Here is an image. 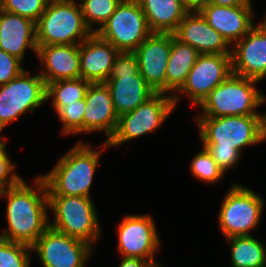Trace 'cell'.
I'll list each match as a JSON object with an SVG mask.
<instances>
[{"label":"cell","instance_id":"cell-1","mask_svg":"<svg viewBox=\"0 0 266 267\" xmlns=\"http://www.w3.org/2000/svg\"><path fill=\"white\" fill-rule=\"evenodd\" d=\"M32 184L22 179L0 192V197L7 199V228L0 238L32 246L49 227L46 182L38 175Z\"/></svg>","mask_w":266,"mask_h":267},{"label":"cell","instance_id":"cell-2","mask_svg":"<svg viewBox=\"0 0 266 267\" xmlns=\"http://www.w3.org/2000/svg\"><path fill=\"white\" fill-rule=\"evenodd\" d=\"M101 152L82 141L72 146L51 171L40 175L46 182L47 195L91 198L90 188Z\"/></svg>","mask_w":266,"mask_h":267},{"label":"cell","instance_id":"cell-3","mask_svg":"<svg viewBox=\"0 0 266 267\" xmlns=\"http://www.w3.org/2000/svg\"><path fill=\"white\" fill-rule=\"evenodd\" d=\"M258 82L231 73L198 105L203 112L198 117L264 115L256 110L266 101L265 94L256 89Z\"/></svg>","mask_w":266,"mask_h":267},{"label":"cell","instance_id":"cell-4","mask_svg":"<svg viewBox=\"0 0 266 267\" xmlns=\"http://www.w3.org/2000/svg\"><path fill=\"white\" fill-rule=\"evenodd\" d=\"M91 34L76 0H49L36 22L38 46L79 45Z\"/></svg>","mask_w":266,"mask_h":267},{"label":"cell","instance_id":"cell-5","mask_svg":"<svg viewBox=\"0 0 266 267\" xmlns=\"http://www.w3.org/2000/svg\"><path fill=\"white\" fill-rule=\"evenodd\" d=\"M203 146L236 148L241 154L244 147L264 142V115H231L195 118Z\"/></svg>","mask_w":266,"mask_h":267},{"label":"cell","instance_id":"cell-6","mask_svg":"<svg viewBox=\"0 0 266 267\" xmlns=\"http://www.w3.org/2000/svg\"><path fill=\"white\" fill-rule=\"evenodd\" d=\"M54 220L49 227L79 239L92 247L100 238V221L92 198L47 195Z\"/></svg>","mask_w":266,"mask_h":267},{"label":"cell","instance_id":"cell-7","mask_svg":"<svg viewBox=\"0 0 266 267\" xmlns=\"http://www.w3.org/2000/svg\"><path fill=\"white\" fill-rule=\"evenodd\" d=\"M105 84L110 89L118 117L135 110L156 94L139 73L134 52L120 51L116 55L111 74Z\"/></svg>","mask_w":266,"mask_h":267},{"label":"cell","instance_id":"cell-8","mask_svg":"<svg viewBox=\"0 0 266 267\" xmlns=\"http://www.w3.org/2000/svg\"><path fill=\"white\" fill-rule=\"evenodd\" d=\"M174 109L175 104L171 94L156 93L135 110L119 116L112 137L98 147L103 151L108 147H117L152 133L162 126Z\"/></svg>","mask_w":266,"mask_h":267},{"label":"cell","instance_id":"cell-9","mask_svg":"<svg viewBox=\"0 0 266 267\" xmlns=\"http://www.w3.org/2000/svg\"><path fill=\"white\" fill-rule=\"evenodd\" d=\"M265 201L253 190L235 183L230 187L218 216V226L225 239L252 235L259 225Z\"/></svg>","mask_w":266,"mask_h":267},{"label":"cell","instance_id":"cell-10","mask_svg":"<svg viewBox=\"0 0 266 267\" xmlns=\"http://www.w3.org/2000/svg\"><path fill=\"white\" fill-rule=\"evenodd\" d=\"M95 33L119 51L134 52L152 32L140 3L122 0Z\"/></svg>","mask_w":266,"mask_h":267},{"label":"cell","instance_id":"cell-11","mask_svg":"<svg viewBox=\"0 0 266 267\" xmlns=\"http://www.w3.org/2000/svg\"><path fill=\"white\" fill-rule=\"evenodd\" d=\"M46 93L47 85L42 76L39 73L31 76L26 70L0 85V133L8 123L46 103Z\"/></svg>","mask_w":266,"mask_h":267},{"label":"cell","instance_id":"cell-12","mask_svg":"<svg viewBox=\"0 0 266 267\" xmlns=\"http://www.w3.org/2000/svg\"><path fill=\"white\" fill-rule=\"evenodd\" d=\"M43 267H85L93 253L88 243L48 227L31 246Z\"/></svg>","mask_w":266,"mask_h":267},{"label":"cell","instance_id":"cell-13","mask_svg":"<svg viewBox=\"0 0 266 267\" xmlns=\"http://www.w3.org/2000/svg\"><path fill=\"white\" fill-rule=\"evenodd\" d=\"M118 252L124 257H137L159 265L155 260L161 241L150 214H128L117 226Z\"/></svg>","mask_w":266,"mask_h":267},{"label":"cell","instance_id":"cell-14","mask_svg":"<svg viewBox=\"0 0 266 267\" xmlns=\"http://www.w3.org/2000/svg\"><path fill=\"white\" fill-rule=\"evenodd\" d=\"M231 73V55L200 54L186 81L172 96L175 107L182 94H187L190 102L198 106Z\"/></svg>","mask_w":266,"mask_h":267},{"label":"cell","instance_id":"cell-15","mask_svg":"<svg viewBox=\"0 0 266 267\" xmlns=\"http://www.w3.org/2000/svg\"><path fill=\"white\" fill-rule=\"evenodd\" d=\"M231 47L232 73L261 81L266 77V17Z\"/></svg>","mask_w":266,"mask_h":267},{"label":"cell","instance_id":"cell-16","mask_svg":"<svg viewBox=\"0 0 266 267\" xmlns=\"http://www.w3.org/2000/svg\"><path fill=\"white\" fill-rule=\"evenodd\" d=\"M172 33H151L134 51L139 73L156 93H166Z\"/></svg>","mask_w":266,"mask_h":267},{"label":"cell","instance_id":"cell-17","mask_svg":"<svg viewBox=\"0 0 266 267\" xmlns=\"http://www.w3.org/2000/svg\"><path fill=\"white\" fill-rule=\"evenodd\" d=\"M117 123L118 115L108 86L105 83H90L85 95L83 133L104 132L105 142H108Z\"/></svg>","mask_w":266,"mask_h":267},{"label":"cell","instance_id":"cell-18","mask_svg":"<svg viewBox=\"0 0 266 267\" xmlns=\"http://www.w3.org/2000/svg\"><path fill=\"white\" fill-rule=\"evenodd\" d=\"M200 13L230 46L241 40L255 26L252 5L219 6L208 2Z\"/></svg>","mask_w":266,"mask_h":267},{"label":"cell","instance_id":"cell-19","mask_svg":"<svg viewBox=\"0 0 266 267\" xmlns=\"http://www.w3.org/2000/svg\"><path fill=\"white\" fill-rule=\"evenodd\" d=\"M175 38L195 48L200 54L231 55V46L209 26L200 12L187 13L173 33Z\"/></svg>","mask_w":266,"mask_h":267},{"label":"cell","instance_id":"cell-20","mask_svg":"<svg viewBox=\"0 0 266 267\" xmlns=\"http://www.w3.org/2000/svg\"><path fill=\"white\" fill-rule=\"evenodd\" d=\"M120 51L92 33L79 44L80 77L90 83H105Z\"/></svg>","mask_w":266,"mask_h":267},{"label":"cell","instance_id":"cell-21","mask_svg":"<svg viewBox=\"0 0 266 267\" xmlns=\"http://www.w3.org/2000/svg\"><path fill=\"white\" fill-rule=\"evenodd\" d=\"M36 56L44 67L39 74L46 85L58 80L80 78L79 45L38 46Z\"/></svg>","mask_w":266,"mask_h":267},{"label":"cell","instance_id":"cell-22","mask_svg":"<svg viewBox=\"0 0 266 267\" xmlns=\"http://www.w3.org/2000/svg\"><path fill=\"white\" fill-rule=\"evenodd\" d=\"M37 48L36 23L0 9V49L23 61L26 49Z\"/></svg>","mask_w":266,"mask_h":267},{"label":"cell","instance_id":"cell-23","mask_svg":"<svg viewBox=\"0 0 266 267\" xmlns=\"http://www.w3.org/2000/svg\"><path fill=\"white\" fill-rule=\"evenodd\" d=\"M152 33H174L188 13L181 0H138Z\"/></svg>","mask_w":266,"mask_h":267},{"label":"cell","instance_id":"cell-24","mask_svg":"<svg viewBox=\"0 0 266 267\" xmlns=\"http://www.w3.org/2000/svg\"><path fill=\"white\" fill-rule=\"evenodd\" d=\"M199 55L195 48L180 42L172 34V46L166 69V93L173 96L182 87Z\"/></svg>","mask_w":266,"mask_h":267},{"label":"cell","instance_id":"cell-25","mask_svg":"<svg viewBox=\"0 0 266 267\" xmlns=\"http://www.w3.org/2000/svg\"><path fill=\"white\" fill-rule=\"evenodd\" d=\"M230 244L232 267H266V248L253 235L233 236Z\"/></svg>","mask_w":266,"mask_h":267},{"label":"cell","instance_id":"cell-26","mask_svg":"<svg viewBox=\"0 0 266 267\" xmlns=\"http://www.w3.org/2000/svg\"><path fill=\"white\" fill-rule=\"evenodd\" d=\"M90 82L80 78L58 80L47 84V100L52 105H69L84 99Z\"/></svg>","mask_w":266,"mask_h":267},{"label":"cell","instance_id":"cell-27","mask_svg":"<svg viewBox=\"0 0 266 267\" xmlns=\"http://www.w3.org/2000/svg\"><path fill=\"white\" fill-rule=\"evenodd\" d=\"M122 0H80L83 18L87 27L95 33L115 12ZM95 25H99L96 28ZM94 27V29H93Z\"/></svg>","mask_w":266,"mask_h":267},{"label":"cell","instance_id":"cell-28","mask_svg":"<svg viewBox=\"0 0 266 267\" xmlns=\"http://www.w3.org/2000/svg\"><path fill=\"white\" fill-rule=\"evenodd\" d=\"M60 119L62 134L79 135L83 133V115L85 111V98L78 100V103L67 105H52Z\"/></svg>","mask_w":266,"mask_h":267},{"label":"cell","instance_id":"cell-29","mask_svg":"<svg viewBox=\"0 0 266 267\" xmlns=\"http://www.w3.org/2000/svg\"><path fill=\"white\" fill-rule=\"evenodd\" d=\"M190 172L196 179L210 184L220 181L225 174L204 147L191 160Z\"/></svg>","mask_w":266,"mask_h":267},{"label":"cell","instance_id":"cell-30","mask_svg":"<svg viewBox=\"0 0 266 267\" xmlns=\"http://www.w3.org/2000/svg\"><path fill=\"white\" fill-rule=\"evenodd\" d=\"M29 245L0 238V267H30Z\"/></svg>","mask_w":266,"mask_h":267},{"label":"cell","instance_id":"cell-31","mask_svg":"<svg viewBox=\"0 0 266 267\" xmlns=\"http://www.w3.org/2000/svg\"><path fill=\"white\" fill-rule=\"evenodd\" d=\"M48 2L49 0H0V9L29 18L36 23Z\"/></svg>","mask_w":266,"mask_h":267},{"label":"cell","instance_id":"cell-32","mask_svg":"<svg viewBox=\"0 0 266 267\" xmlns=\"http://www.w3.org/2000/svg\"><path fill=\"white\" fill-rule=\"evenodd\" d=\"M6 141L0 143V192L16 186L23 178L16 172V167L11 161L5 146Z\"/></svg>","mask_w":266,"mask_h":267},{"label":"cell","instance_id":"cell-33","mask_svg":"<svg viewBox=\"0 0 266 267\" xmlns=\"http://www.w3.org/2000/svg\"><path fill=\"white\" fill-rule=\"evenodd\" d=\"M204 147L213 160L223 170L224 173L227 170L235 167L242 157V154L236 148H218V146H202Z\"/></svg>","mask_w":266,"mask_h":267},{"label":"cell","instance_id":"cell-34","mask_svg":"<svg viewBox=\"0 0 266 267\" xmlns=\"http://www.w3.org/2000/svg\"><path fill=\"white\" fill-rule=\"evenodd\" d=\"M23 61L0 49V85H4L20 75L25 69Z\"/></svg>","mask_w":266,"mask_h":267},{"label":"cell","instance_id":"cell-35","mask_svg":"<svg viewBox=\"0 0 266 267\" xmlns=\"http://www.w3.org/2000/svg\"><path fill=\"white\" fill-rule=\"evenodd\" d=\"M154 265L145 259L137 257H124L118 267H153Z\"/></svg>","mask_w":266,"mask_h":267},{"label":"cell","instance_id":"cell-36","mask_svg":"<svg viewBox=\"0 0 266 267\" xmlns=\"http://www.w3.org/2000/svg\"><path fill=\"white\" fill-rule=\"evenodd\" d=\"M209 0H181L188 13L200 12Z\"/></svg>","mask_w":266,"mask_h":267},{"label":"cell","instance_id":"cell-37","mask_svg":"<svg viewBox=\"0 0 266 267\" xmlns=\"http://www.w3.org/2000/svg\"><path fill=\"white\" fill-rule=\"evenodd\" d=\"M209 3L219 6L253 5L251 0H209Z\"/></svg>","mask_w":266,"mask_h":267},{"label":"cell","instance_id":"cell-38","mask_svg":"<svg viewBox=\"0 0 266 267\" xmlns=\"http://www.w3.org/2000/svg\"><path fill=\"white\" fill-rule=\"evenodd\" d=\"M264 141H266V113H264V131H263Z\"/></svg>","mask_w":266,"mask_h":267},{"label":"cell","instance_id":"cell-39","mask_svg":"<svg viewBox=\"0 0 266 267\" xmlns=\"http://www.w3.org/2000/svg\"><path fill=\"white\" fill-rule=\"evenodd\" d=\"M3 138H4V137L0 136V143L3 141Z\"/></svg>","mask_w":266,"mask_h":267},{"label":"cell","instance_id":"cell-40","mask_svg":"<svg viewBox=\"0 0 266 267\" xmlns=\"http://www.w3.org/2000/svg\"><path fill=\"white\" fill-rule=\"evenodd\" d=\"M153 267H163V266L159 264V265H156V266H153Z\"/></svg>","mask_w":266,"mask_h":267}]
</instances>
